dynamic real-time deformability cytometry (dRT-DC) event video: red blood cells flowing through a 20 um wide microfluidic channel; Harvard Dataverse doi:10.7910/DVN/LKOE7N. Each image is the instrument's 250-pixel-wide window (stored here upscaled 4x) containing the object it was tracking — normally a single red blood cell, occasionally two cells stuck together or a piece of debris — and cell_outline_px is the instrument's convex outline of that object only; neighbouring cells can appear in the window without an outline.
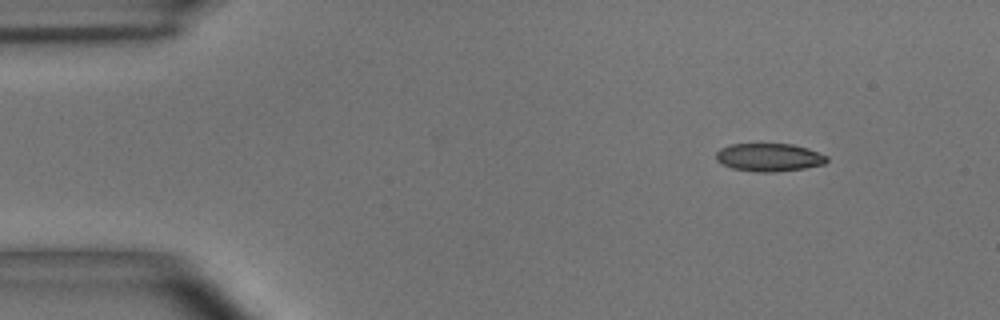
{"species": "common noctule bat (a hibernating species)", "species_latin": "Nyctalus noctula", "temperature_condition": "room temperature", "stored_images_in_passage": 49, "camera_frame_rate_fps": 3000, "um_per_image_px": 0.085, "animal": {"sex": "male", "body_mass_g": 15.6}, "frame": {"image": 1, "passage_image": 1, "time_ms": 0.0, "image_size_px": [1000, 320], "cell_outline_px": [[828, 160], [824, 164], [804, 168], [776, 172], [756, 172], [732, 168], [716, 160], [716, 152], [720, 148], [732, 144], [792, 144], [808, 148], [828, 156]], "centroid_in_image_um": [65.39, 13.37], "position_along_channel_um": 19.6, "area_um2": 18.09}}
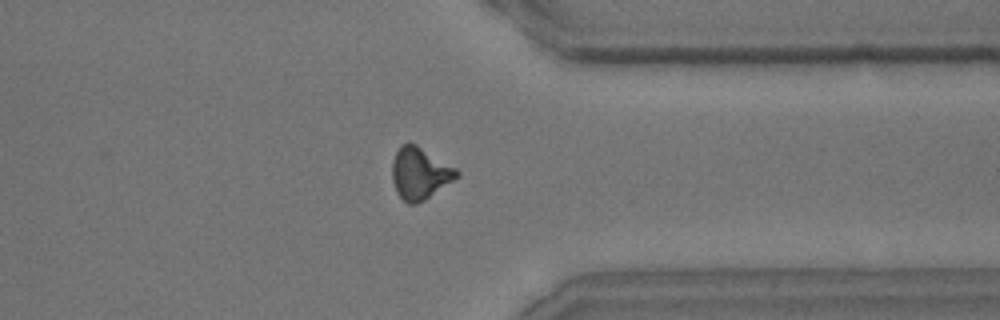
{"frame": {"image": 2, "passage_image": 37, "time_ms": 12.0, "image_size_px": [1000, 320], "cell_outline_px": [[460, 176], [424, 200], [416, 204], [408, 204], [396, 192], [392, 180], [392, 160], [400, 144], [408, 140], [416, 144], [456, 168], [460, 172]], "centroid_in_image_um": [35.67, 14.71], "position_along_channel_um": 375.7, "area_um2": 19.71}}
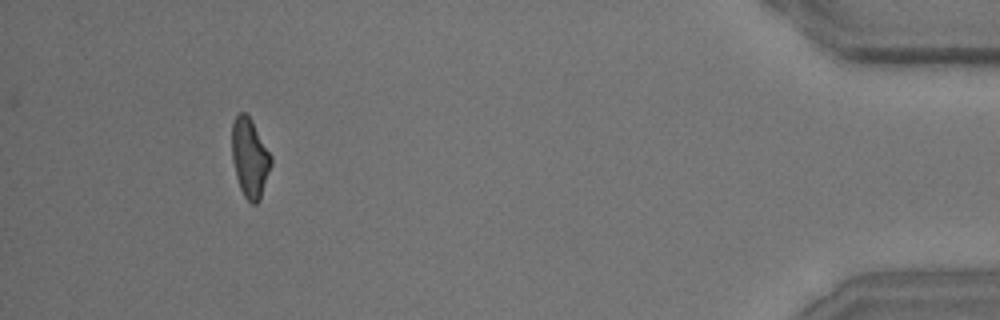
{"frame": {"image": 3, "passage_image": 45, "time_ms": 14.667, "image_size_px": [1000, 320], "cell_outline_px": [[272, 164], [260, 200], [256, 204], [252, 204], [244, 196], [240, 188], [236, 176], [232, 160], [232, 124], [236, 116], [240, 112], [244, 112], [252, 120], [272, 156]], "centroid_in_image_um": [21.24, 13.43], "position_along_channel_um": 414.0, "area_um2": 18.09}, "authors_computed_cell_mechanics": {"area_um2": 18.785, "velocity_mm_per_s": 3.6857, "shape_relaxation_time_tau1_ms": 4.1068, "shape_relaxation_time_tau2_ms": 2.5966, "deformation_change_tau1": 0.1497, "deformation_change_tau2": 0.1111}}